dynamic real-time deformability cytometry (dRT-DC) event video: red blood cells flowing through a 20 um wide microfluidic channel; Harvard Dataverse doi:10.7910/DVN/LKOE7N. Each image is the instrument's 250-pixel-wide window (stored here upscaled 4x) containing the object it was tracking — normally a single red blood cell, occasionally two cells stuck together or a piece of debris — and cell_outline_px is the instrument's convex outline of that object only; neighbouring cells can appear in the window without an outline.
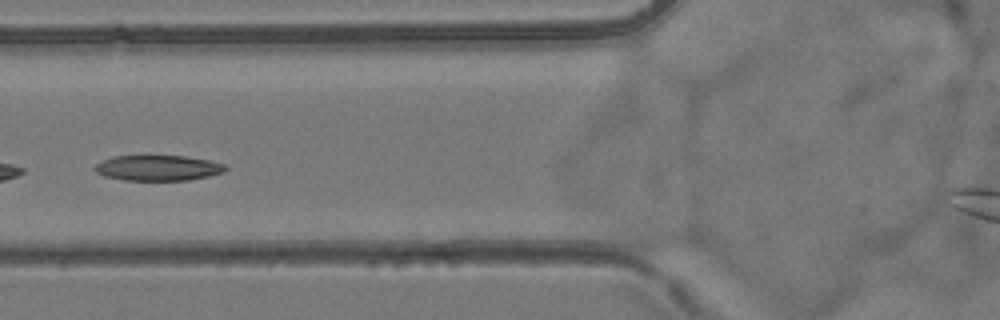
{"species": "common noctule bat (a hibernating species)", "species_latin": "Nyctalus noctula", "temperature_condition": "room temperature", "stored_images_in_passage": 5, "camera_frame_rate_fps": 3000, "um_per_image_px": 0.085, "animal": {"sex": "female", "body_mass_g": 24.6, "forearm_length_mm": 56.2}, "frame": {"image": 1, "passage_image": 5, "time_ms": 4.667, "image_size_px": [1000, 320], "cell_outline_px": [[228, 168], [224, 172], [208, 176], [188, 180], [124, 180], [104, 176], [96, 172], [92, 168], [96, 164], [104, 160], [116, 156], [184, 156], [208, 160], [224, 164]], "centroid_in_image_um": [13.43, 14.28], "position_along_channel_um": 112.4, "area_um2": 19.25}}